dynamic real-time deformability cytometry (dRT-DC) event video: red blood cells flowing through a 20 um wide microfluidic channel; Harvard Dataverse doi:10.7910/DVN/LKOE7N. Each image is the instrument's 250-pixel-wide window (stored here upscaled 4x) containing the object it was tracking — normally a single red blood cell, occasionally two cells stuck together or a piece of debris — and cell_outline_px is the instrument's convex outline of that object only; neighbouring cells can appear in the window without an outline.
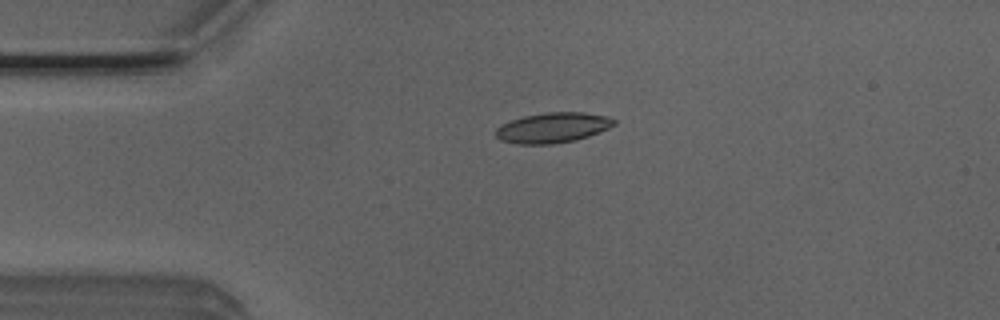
{"species": "Egyptian fruit bat (a non-hibernating species)", "species_latin": "Rousettus aegyptiacus", "temperature_condition": "room temperature", "stored_images_in_passage": 2, "camera_frame_rate_fps": 3000, "um_per_image_px": 0.085, "animal": {"sex": "male"}, "frame": {"image": 1, "passage_image": 1, "time_ms": 0.0, "image_size_px": [1000, 320], "cell_outline_px": [[616, 124], [608, 128], [588, 136], [576, 140], [552, 144], [516, 144], [500, 140], [496, 136], [496, 128], [500, 124], [524, 116], [544, 112], [584, 112], [608, 116], [616, 120]], "centroid_in_image_um": [46.98, 10.85], "position_along_channel_um": 38.0, "area_um2": 20.92}}